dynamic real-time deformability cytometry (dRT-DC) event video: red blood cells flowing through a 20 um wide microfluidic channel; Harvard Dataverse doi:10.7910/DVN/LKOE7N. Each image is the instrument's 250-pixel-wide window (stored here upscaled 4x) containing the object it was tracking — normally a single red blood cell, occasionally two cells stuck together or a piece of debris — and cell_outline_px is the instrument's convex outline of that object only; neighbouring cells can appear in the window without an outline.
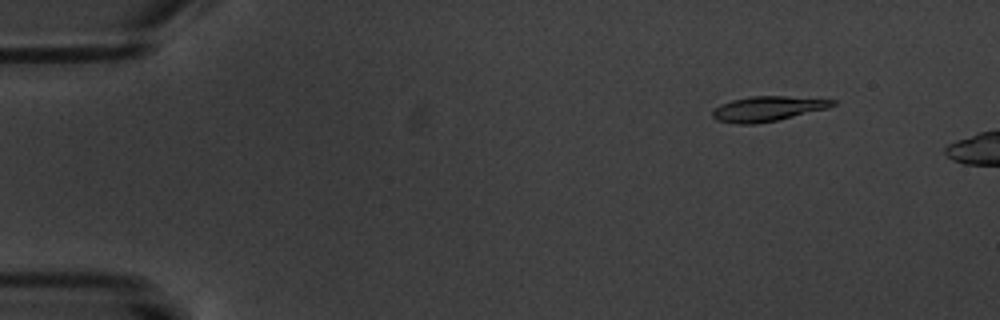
{"species": "common noctule bat (a hibernating species)", "species_latin": "Nyctalus noctula", "temperature_condition": "warm", "stored_images_in_passage": 5, "camera_frame_rate_fps": 3000, "um_per_image_px": 0.085, "animal": {"sex": "male", "body_mass_g": 20.1, "forearm_length_mm": 53.5}, "frame": {"image": 1, "passage_image": 2, "time_ms": 1.333, "image_size_px": [1000, 320], "cell_outline_px": [[836, 104], [828, 108], [780, 120], [756, 124], [736, 124], [716, 120], [712, 116], [712, 112], [720, 104], [732, 100], [752, 96], [788, 96], [836, 100]], "centroid_in_image_um": [65.25, 9.25], "position_along_channel_um": 19.7, "area_um2": 17.57}}